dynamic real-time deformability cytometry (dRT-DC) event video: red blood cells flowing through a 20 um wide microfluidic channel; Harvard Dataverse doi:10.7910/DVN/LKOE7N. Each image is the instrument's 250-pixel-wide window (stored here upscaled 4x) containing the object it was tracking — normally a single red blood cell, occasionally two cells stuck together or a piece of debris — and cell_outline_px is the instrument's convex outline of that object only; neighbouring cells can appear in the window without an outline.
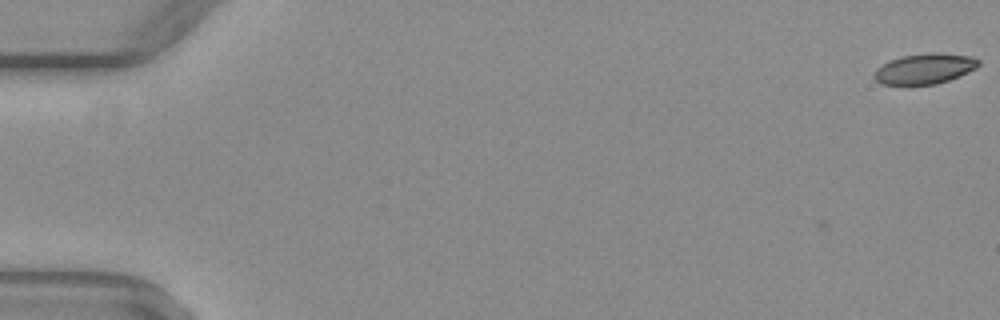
{"species": "common noctule bat (a hibernating species)", "species_latin": "Nyctalus noctula", "temperature_condition": "warm", "stored_images_in_passage": 3, "camera_frame_rate_fps": 3000, "um_per_image_px": 0.085, "animal": {"sex": "female", "body_mass_g": 29.2, "forearm_length_mm": 56.3}, "frame": {"image": 1, "passage_image": 1, "time_ms": 0.0, "image_size_px": [1000, 320], "cell_outline_px": [[980, 64], [976, 68], [968, 72], [948, 80], [936, 84], [880, 84], [872, 76], [876, 68], [900, 56], [928, 52], [936, 52], [972, 56], [980, 60]], "centroid_in_image_um": [78.6, 5.82], "position_along_channel_um": 6.4, "area_um2": 18.5}}